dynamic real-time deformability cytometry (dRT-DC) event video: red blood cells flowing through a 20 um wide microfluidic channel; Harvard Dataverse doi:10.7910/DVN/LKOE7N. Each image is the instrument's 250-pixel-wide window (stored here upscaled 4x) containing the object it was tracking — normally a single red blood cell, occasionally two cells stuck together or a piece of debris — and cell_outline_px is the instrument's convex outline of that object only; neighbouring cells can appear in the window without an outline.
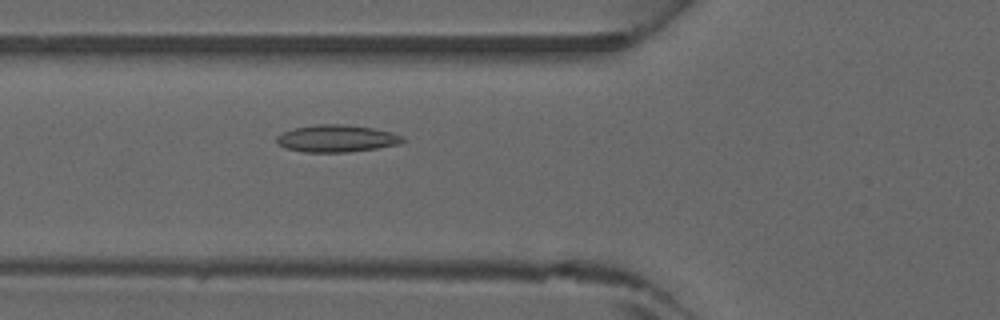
{"species": "common noctule bat (a hibernating species)", "species_latin": "Nyctalus noctula", "temperature_condition": "warm", "stored_images_in_passage": 29, "camera_frame_rate_fps": 3000, "um_per_image_px": 0.085, "animal": {"sex": "male", "forearm_length_mm": 52.5}, "frame": {"image": 1, "passage_image": 5, "time_ms": 1.333, "image_size_px": [1000, 320], "cell_outline_px": [[404, 140], [400, 144], [376, 148], [348, 152], [304, 152], [284, 148], [276, 140], [276, 136], [292, 128], [316, 124], [348, 124], [372, 128], [392, 132], [404, 136]], "centroid_in_image_um": [28.62, 11.76], "position_along_channel_um": 97.2, "area_um2": 20.06}}
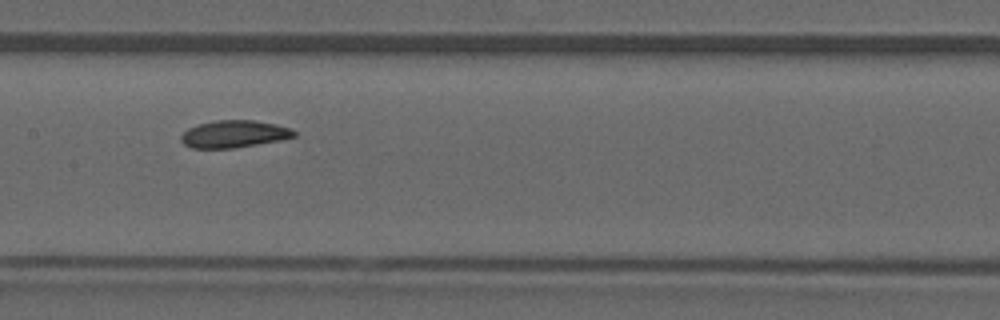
{"frame": {"image": 2, "passage_image": 11, "time_ms": 3.333, "image_size_px": [1000, 320], "cell_outline_px": [[296, 136], [280, 140], [232, 148], [192, 148], [184, 144], [180, 140], [180, 136], [188, 128], [196, 124], [216, 120], [252, 120], [276, 124], [288, 128], [296, 132]], "centroid_in_image_um": [19.85, 11.38], "position_along_channel_um": 187.5, "area_um2": 17.86}}
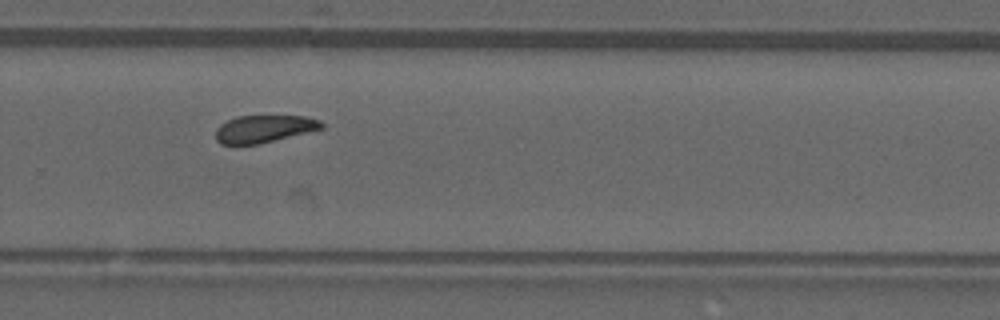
{"frame": {"image": 3, "passage_image": 19, "time_ms": 6.0, "image_size_px": [1000, 320], "cell_outline_px": [[324, 128], [260, 144], [236, 148], [220, 144], [216, 140], [216, 128], [220, 124], [236, 116], [308, 116], [320, 120], [324, 124]], "centroid_in_image_um": [22.38, 10.99], "position_along_channel_um": 307.4, "area_um2": 17.57}}